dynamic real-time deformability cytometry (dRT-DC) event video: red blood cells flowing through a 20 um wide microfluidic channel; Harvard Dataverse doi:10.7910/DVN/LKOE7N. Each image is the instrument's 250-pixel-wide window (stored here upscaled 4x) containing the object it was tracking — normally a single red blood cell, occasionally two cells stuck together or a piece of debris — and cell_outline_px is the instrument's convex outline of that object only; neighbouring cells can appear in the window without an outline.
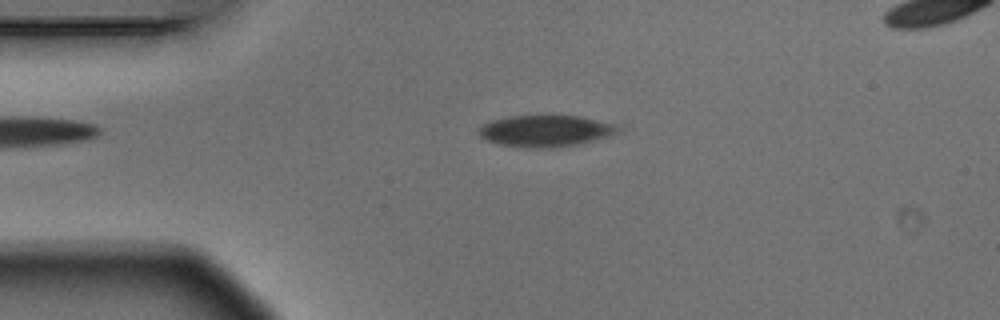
{"species": "Egyptian fruit bat (a non-hibernating species)", "species_latin": "Rousettus aegyptiacus", "temperature_condition": "warm", "stored_images_in_passage": 4, "camera_frame_rate_fps": 3000, "um_per_image_px": 0.085, "animal": {"sex": "male"}, "frame": {"image": 1, "passage_image": 2, "time_ms": 0.333, "image_size_px": [1000, 320], "cell_outline_px": [[624, 128], [620, 132], [612, 136], [576, 144], [552, 148], [532, 148], [496, 144], [480, 136], [480, 128], [484, 124], [492, 120], [508, 116], [580, 116], [620, 124]], "centroid_in_image_um": [46.48, 11.12], "position_along_channel_um": 38.5, "area_um2": 25.78}}